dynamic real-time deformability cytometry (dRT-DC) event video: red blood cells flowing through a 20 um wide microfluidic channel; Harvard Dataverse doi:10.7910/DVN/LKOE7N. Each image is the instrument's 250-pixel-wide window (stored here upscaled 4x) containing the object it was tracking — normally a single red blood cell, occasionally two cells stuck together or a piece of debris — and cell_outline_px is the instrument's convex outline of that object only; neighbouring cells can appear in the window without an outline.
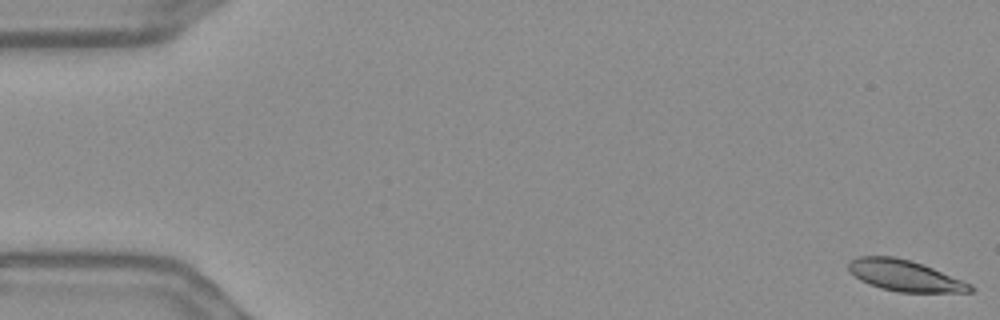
{"species": "Egyptian fruit bat (a non-hibernating species)", "species_latin": "Rousettus aegyptiacus", "temperature_condition": "warm", "stored_images_in_passage": 56, "camera_frame_rate_fps": 3000, "um_per_image_px": 0.085, "frame": {"image": 1, "passage_image": 1, "time_ms": 0.0, "image_size_px": [1000, 320], "cell_outline_px": [[976, 288], [972, 292], [896, 292], [880, 288], [868, 284], [860, 280], [848, 268], [848, 260], [856, 256], [892, 256], [924, 264], [972, 284]], "centroid_in_image_um": [76.91, 23.43], "position_along_channel_um": 8.1, "area_um2": 22.2}}
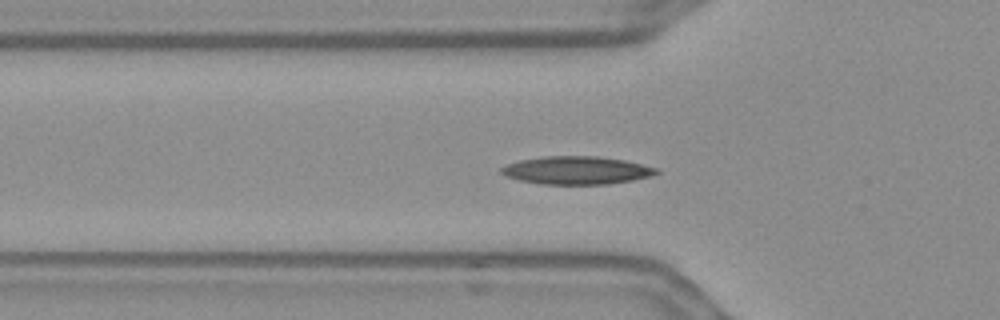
{"frame": {"image": 2, "passage_image": 19, "time_ms": 6.0, "image_size_px": [1000, 320], "cell_outline_px": [[660, 172], [652, 176], [632, 180], [608, 184], [540, 184], [520, 180], [508, 176], [500, 172], [500, 168], [508, 164], [520, 160], [544, 156], [600, 156], [624, 160], [656, 168]], "centroid_in_image_um": [49.02, 14.47], "position_along_channel_um": 76.8, "area_um2": 25.14}}
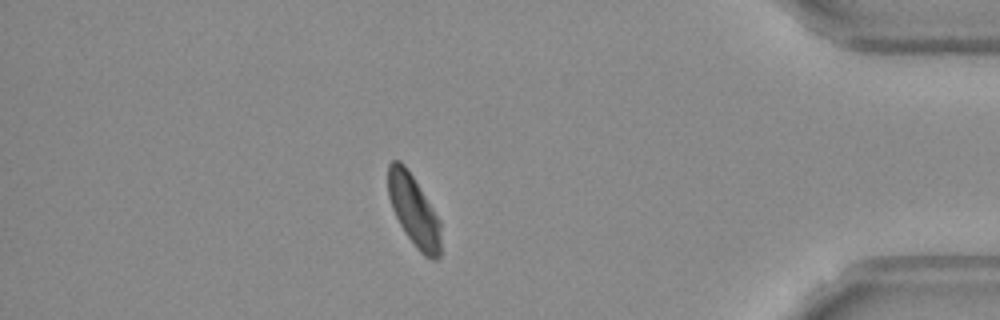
{"frame": {"image": 3, "passage_image": 49, "time_ms": 16.0, "image_size_px": [1000, 320], "cell_outline_px": [[440, 256], [436, 260], [432, 260], [424, 256], [416, 248], [404, 232], [392, 208], [388, 196], [388, 164], [392, 160], [400, 160], [404, 164], [412, 176], [440, 220]], "centroid_in_image_um": [35.16, 17.92], "position_along_channel_um": 400.0, "area_um2": 21.68}, "authors_computed_cell_mechanics": {"area_um2": 22.8888, "velocity_mm_per_s": 3.6231, "shape_relaxation_time_tau1_ms": 8.8663, "shape_relaxation_time_tau2_ms": null, "deformation_change_tau1": 0.1844, "deformation_change_tau2": null}}